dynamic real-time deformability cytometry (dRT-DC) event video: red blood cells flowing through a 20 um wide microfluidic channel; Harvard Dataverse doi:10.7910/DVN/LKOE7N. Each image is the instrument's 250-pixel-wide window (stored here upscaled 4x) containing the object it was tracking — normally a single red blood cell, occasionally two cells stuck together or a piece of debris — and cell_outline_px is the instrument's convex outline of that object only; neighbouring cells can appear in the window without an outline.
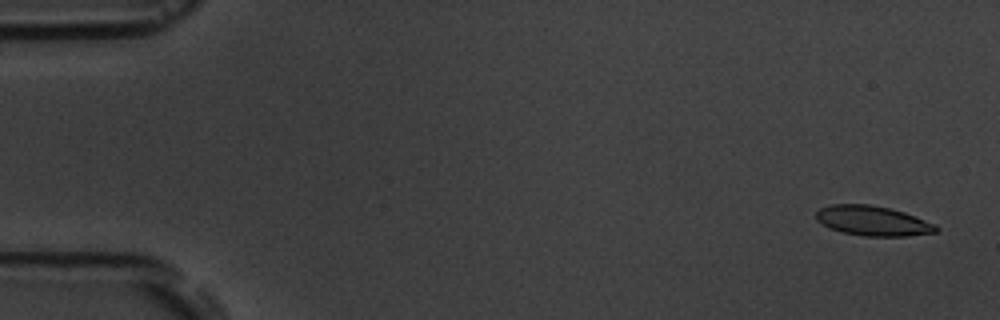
{"species": "common noctule bat (a hibernating species)", "species_latin": "Nyctalus noctula", "temperature_condition": "room temperature", "stored_images_in_passage": 5, "camera_frame_rate_fps": 3000, "um_per_image_px": 0.085, "animal": {"sex": "male", "body_mass_g": 19.5, "forearm_length_mm": 54.6}, "frame": {"image": 1, "passage_image": 1, "time_ms": 0.0, "image_size_px": [1000, 320], "cell_outline_px": [[940, 228], [936, 232], [908, 236], [864, 236], [840, 232], [828, 228], [816, 220], [816, 212], [820, 208], [832, 204], [868, 204], [888, 208], [904, 212], [936, 224]], "centroid_in_image_um": [74.17, 18.78], "position_along_channel_um": 10.8, "area_um2": 20.98}}
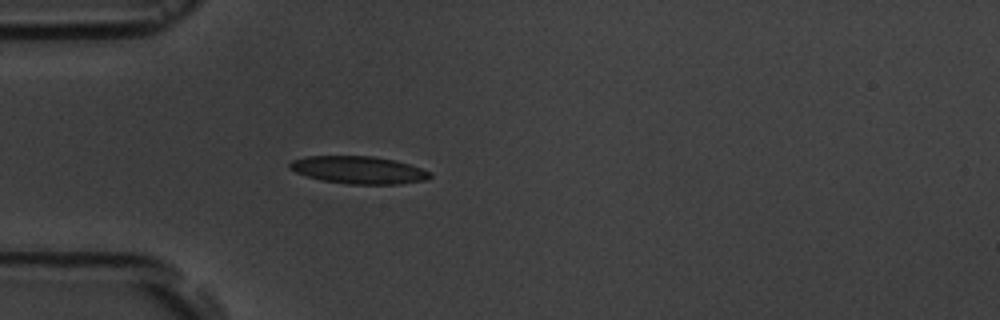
{"frame": {"image": 2, "passage_image": 5, "time_ms": 4.667, "image_size_px": [1000, 320], "cell_outline_px": [[432, 176], [424, 180], [400, 184], [348, 184], [324, 180], [308, 176], [296, 172], [288, 168], [288, 164], [292, 160], [304, 156], [372, 156], [396, 160], [432, 172]], "centroid_in_image_um": [30.48, 14.44], "position_along_channel_um": 54.5, "area_um2": 22.43}}